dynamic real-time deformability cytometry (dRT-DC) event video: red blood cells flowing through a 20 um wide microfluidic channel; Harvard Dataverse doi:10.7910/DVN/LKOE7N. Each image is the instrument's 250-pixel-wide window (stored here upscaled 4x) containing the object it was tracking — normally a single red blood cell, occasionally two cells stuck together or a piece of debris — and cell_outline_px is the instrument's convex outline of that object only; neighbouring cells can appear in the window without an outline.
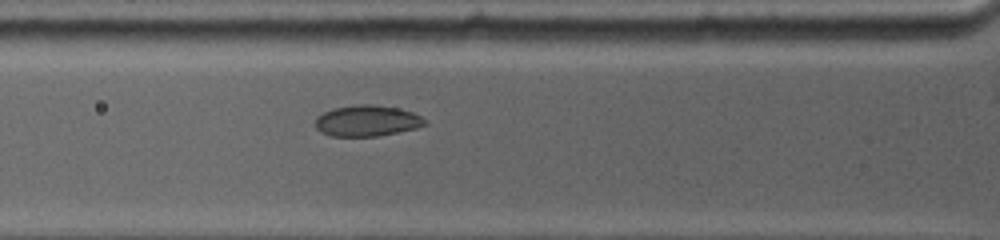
{"species": "common noctule bat (a hibernating species)", "species_latin": "Nyctalus noctula", "temperature_condition": "warm", "stored_images_in_passage": 6, "segment_of_instrument_passage": [1, 2], "camera_frame_rate_fps": 4500, "um_per_image_px": 0.085, "animal": {"sex": "female", "body_mass_g": 19.0, "forearm_length_mm": 53.3}, "frame": {"image": 1, "passage_image": 5, "time_ms": 3.333, "image_size_px": [1000, 240], "cell_outline_px": [[428, 124], [416, 128], [376, 136], [332, 136], [320, 132], [316, 128], [316, 116], [332, 108], [356, 104], [372, 104], [396, 108], [412, 112], [428, 120]], "centroid_in_image_um": [31.19, 10.26], "position_along_channel_um": 94.6, "area_um2": 19.83}}